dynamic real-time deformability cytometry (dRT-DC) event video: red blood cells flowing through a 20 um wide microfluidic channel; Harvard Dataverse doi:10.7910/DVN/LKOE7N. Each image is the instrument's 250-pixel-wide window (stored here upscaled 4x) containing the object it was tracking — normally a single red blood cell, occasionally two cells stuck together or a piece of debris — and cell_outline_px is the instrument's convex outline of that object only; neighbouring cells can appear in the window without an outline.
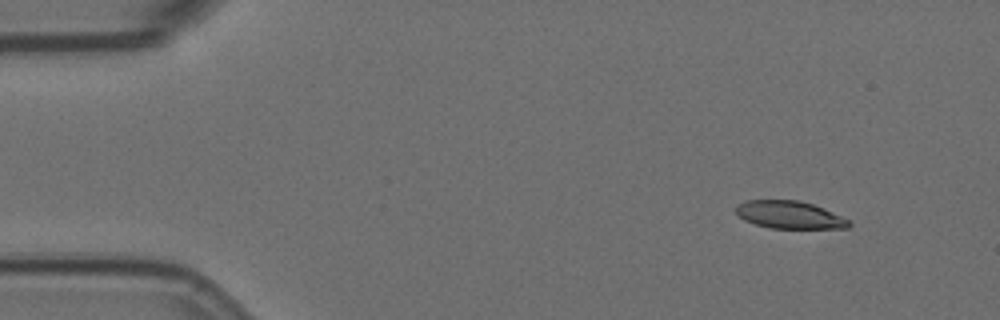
{"species": "Egyptian fruit bat (a non-hibernating species)", "species_latin": "Rousettus aegyptiacus", "temperature_condition": "room temperature", "stored_images_in_passage": 5, "camera_frame_rate_fps": 3000, "um_per_image_px": 0.085, "animal": {"sex": "female"}, "frame": {"image": 1, "passage_image": 2, "time_ms": 0.333, "image_size_px": [1000, 320], "cell_outline_px": [[852, 224], [848, 228], [768, 228], [744, 220], [736, 212], [736, 208], [744, 200], [800, 200], [824, 208], [852, 220]], "centroid_in_image_um": [67.17, 18.26], "position_along_channel_um": 17.8, "area_um2": 18.26}}
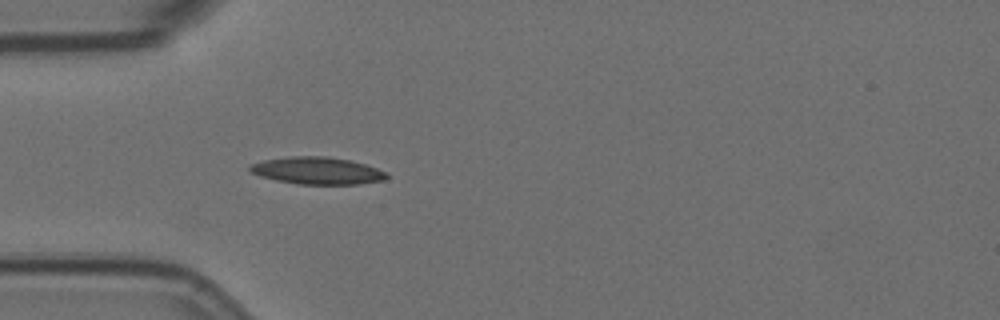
{"frame": {"image": 2, "passage_image": 5, "time_ms": 1.333, "image_size_px": [1000, 320], "cell_outline_px": [[388, 176], [384, 180], [360, 184], [296, 184], [276, 180], [260, 176], [248, 172], [248, 168], [252, 164], [264, 160], [292, 156], [324, 156], [348, 160], [364, 164], [388, 172]], "centroid_in_image_um": [26.95, 14.51], "position_along_channel_um": 58.0, "area_um2": 21.62}}